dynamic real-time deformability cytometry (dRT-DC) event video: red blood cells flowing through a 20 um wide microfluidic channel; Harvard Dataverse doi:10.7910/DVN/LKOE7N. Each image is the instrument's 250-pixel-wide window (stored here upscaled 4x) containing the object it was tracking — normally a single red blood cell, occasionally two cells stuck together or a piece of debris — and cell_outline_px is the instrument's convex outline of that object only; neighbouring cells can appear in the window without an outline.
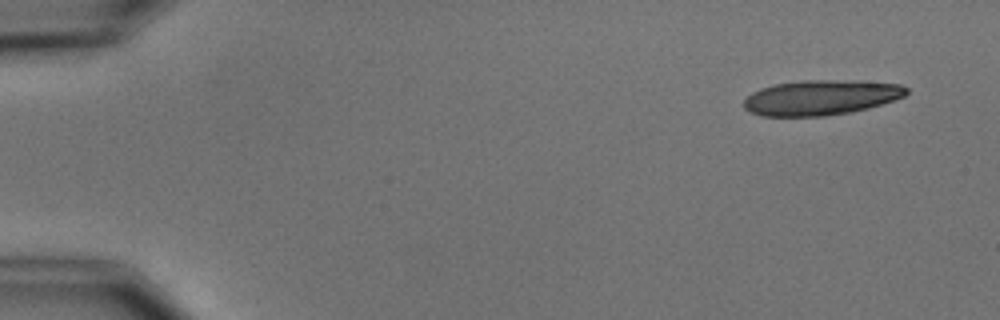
{"species": "common noctule bat (a hibernating species)", "species_latin": "Nyctalus noctula", "temperature_condition": "cold", "stored_images_in_passage": 5, "camera_frame_rate_fps": 3000, "um_per_image_px": 0.085, "animal": {"sex": "male", "body_mass_g": 15.6}, "frame": {"image": 1, "passage_image": 1, "time_ms": 0.0, "image_size_px": [1000, 320], "cell_outline_px": [[908, 92], [904, 96], [868, 108], [848, 112], [824, 116], [760, 116], [744, 108], [744, 100], [752, 92], [760, 88], [776, 84], [804, 80], [860, 80], [900, 84], [908, 88]], "centroid_in_image_um": [69.78, 8.28], "position_along_channel_um": 15.2, "area_um2": 33.18}}